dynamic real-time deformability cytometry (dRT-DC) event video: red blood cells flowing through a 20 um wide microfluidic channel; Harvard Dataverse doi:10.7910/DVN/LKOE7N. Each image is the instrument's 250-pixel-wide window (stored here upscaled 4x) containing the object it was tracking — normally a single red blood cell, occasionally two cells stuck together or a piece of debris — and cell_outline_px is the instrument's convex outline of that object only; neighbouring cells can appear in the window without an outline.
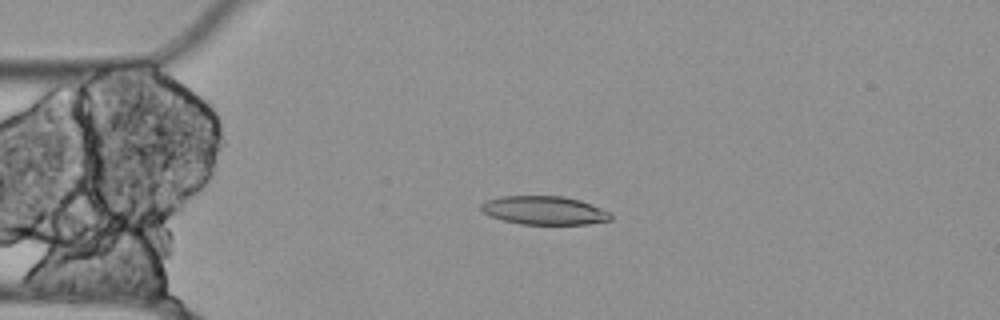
{"species": "Egyptian fruit bat (a non-hibernating species)", "species_latin": "Rousettus aegyptiacus", "temperature_condition": "cold", "stored_images_in_passage": 48, "camera_frame_rate_fps": 3000, "um_per_image_px": 0.085, "animal": {"sex": "female"}, "frame": {"image": 1, "passage_image": 5, "time_ms": 1.333, "image_size_px": [1000, 320], "cell_outline_px": [[612, 220], [588, 224], [520, 224], [504, 220], [492, 216], [484, 212], [480, 208], [480, 204], [488, 200], [504, 196], [564, 196], [580, 200], [612, 212]], "centroid_in_image_um": [46.32, 17.88], "position_along_channel_um": 38.7, "area_um2": 21.5}}
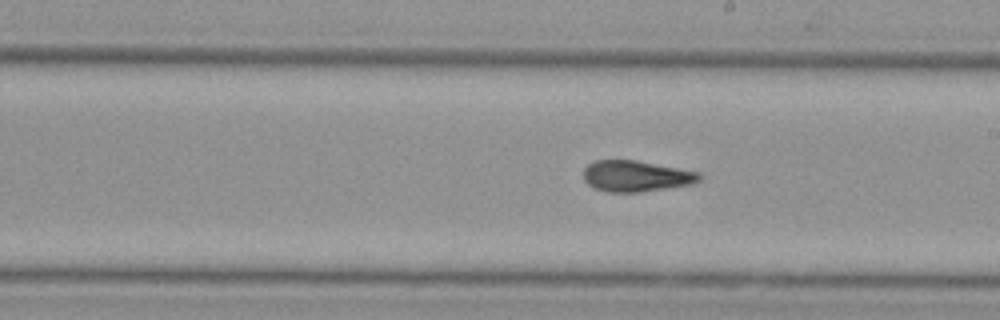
{"frame": {"image": 2, "passage_image": 23, "time_ms": 7.333, "image_size_px": [1000, 320], "cell_outline_px": [[700, 180], [692, 184], [640, 192], [608, 192], [596, 188], [588, 184], [584, 180], [584, 168], [588, 164], [596, 160], [636, 160], [700, 172]], "centroid_in_image_um": [54.06, 14.96], "position_along_channel_um": 234.9, "area_um2": 20.87}}
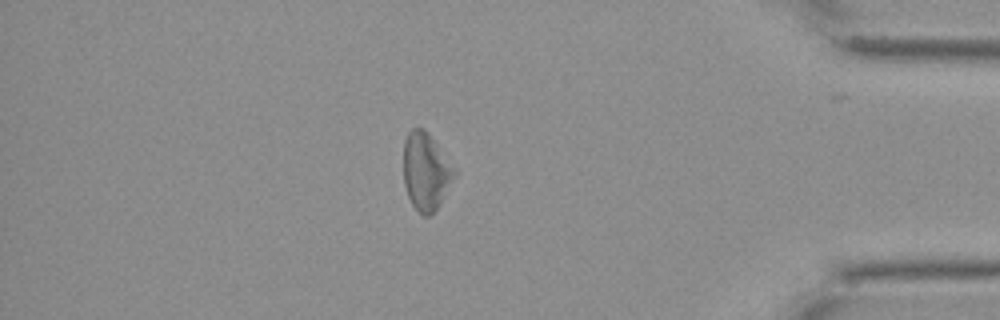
{"frame": {"image": 3, "passage_image": 40, "time_ms": 13.0, "image_size_px": [1000, 320], "cell_outline_px": [[456, 172], [440, 204], [428, 216], [424, 216], [412, 204], [408, 196], [404, 184], [404, 140], [408, 132], [412, 128], [424, 128], [428, 132]], "centroid_in_image_um": [36.16, 14.55], "position_along_channel_um": 399.0, "area_um2": 22.37}}